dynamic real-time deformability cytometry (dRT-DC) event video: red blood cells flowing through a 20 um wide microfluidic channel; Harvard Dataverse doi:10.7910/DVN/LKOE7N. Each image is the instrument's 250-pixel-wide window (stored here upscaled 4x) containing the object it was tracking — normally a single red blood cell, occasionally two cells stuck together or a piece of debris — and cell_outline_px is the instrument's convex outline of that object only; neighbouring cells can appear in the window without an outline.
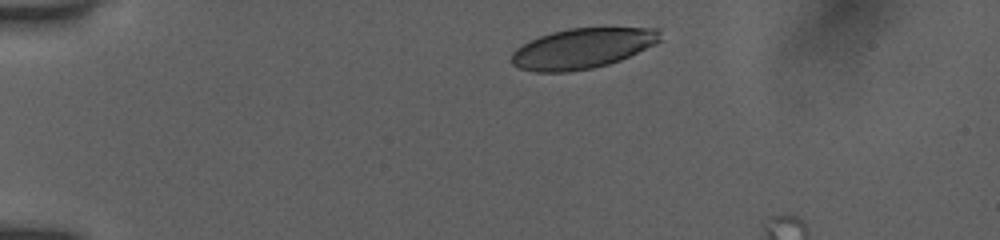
{"species": "human", "species_latin": "Homo sapiens", "temperature_condition": "room temperature", "stored_images_in_passage": 4, "camera_frame_rate_fps": 3000, "um_per_image_px": 0.085, "donor": {"sex": "female"}, "frame": {"image": 1, "passage_image": 1, "time_ms": 0.0, "image_size_px": [1000, 240], "cell_outline_px": [[660, 40], [656, 44], [620, 60], [608, 64], [592, 68], [568, 72], [536, 72], [520, 68], [512, 64], [512, 52], [516, 48], [540, 36], [552, 32], [568, 28], [660, 28]], "centroid_in_image_um": [49.51, 4.12], "position_along_channel_um": 35.5, "area_um2": 34.68}}